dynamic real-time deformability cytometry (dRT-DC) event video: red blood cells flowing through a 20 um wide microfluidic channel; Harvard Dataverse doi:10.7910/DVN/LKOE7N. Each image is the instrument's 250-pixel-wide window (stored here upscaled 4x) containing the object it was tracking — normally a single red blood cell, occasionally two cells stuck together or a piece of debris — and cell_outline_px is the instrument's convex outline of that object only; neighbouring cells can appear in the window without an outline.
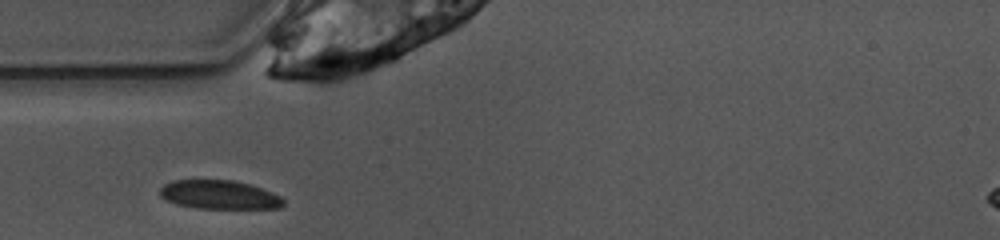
{"species": "common noctule bat (a hibernating species)", "species_latin": "Nyctalus noctula", "temperature_condition": "warm", "stored_images_in_passage": 24, "camera_frame_rate_fps": 3000, "um_per_image_px": 0.085, "animal": {"sex": "female", "body_mass_g": 10.0, "forearm_length_mm": 53.1}, "frame": {"image": 1, "passage_image": 1, "time_ms": 0.0, "image_size_px": [1000, 240], "cell_outline_px": [[284, 204], [280, 208], [196, 208], [176, 204], [164, 200], [160, 196], [160, 188], [164, 184], [172, 180], [232, 180], [248, 184], [272, 192], [280, 196], [284, 200]], "centroid_in_image_um": [18.6, 16.55], "position_along_channel_um": 66.4, "area_um2": 20.69}}
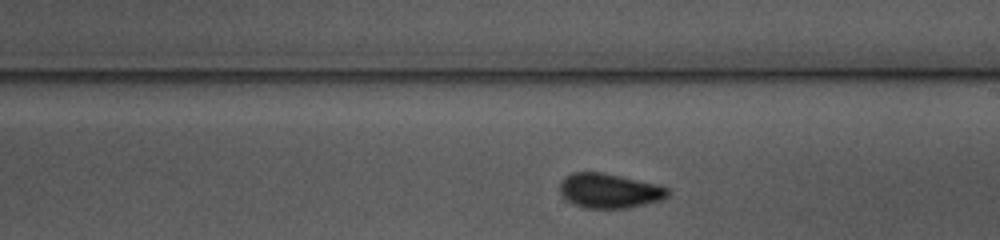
{"frame": {"image": 2, "passage_image": 14, "time_ms": 4.333, "image_size_px": [1000, 240], "cell_outline_px": [[672, 192], [664, 200], [628, 208], [584, 208], [572, 204], [560, 192], [560, 180], [564, 176], [572, 172], [604, 172], [660, 184], [668, 188]], "centroid_in_image_um": [51.84, 16.2], "position_along_channel_um": 237.2, "area_um2": 22.31}}
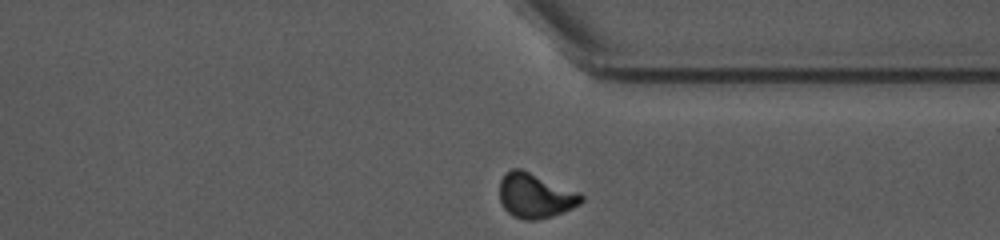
{"frame": {"image": 3, "passage_image": 24, "time_ms": 7.667, "image_size_px": [1000, 240], "cell_outline_px": [[584, 200], [580, 204], [572, 208], [552, 216], [536, 220], [524, 220], [512, 216], [504, 208], [500, 200], [500, 180], [512, 168], [520, 168], [580, 192], [584, 196]], "centroid_in_image_um": [45.51, 16.64], "position_along_channel_um": 365.9, "area_um2": 21.27}}